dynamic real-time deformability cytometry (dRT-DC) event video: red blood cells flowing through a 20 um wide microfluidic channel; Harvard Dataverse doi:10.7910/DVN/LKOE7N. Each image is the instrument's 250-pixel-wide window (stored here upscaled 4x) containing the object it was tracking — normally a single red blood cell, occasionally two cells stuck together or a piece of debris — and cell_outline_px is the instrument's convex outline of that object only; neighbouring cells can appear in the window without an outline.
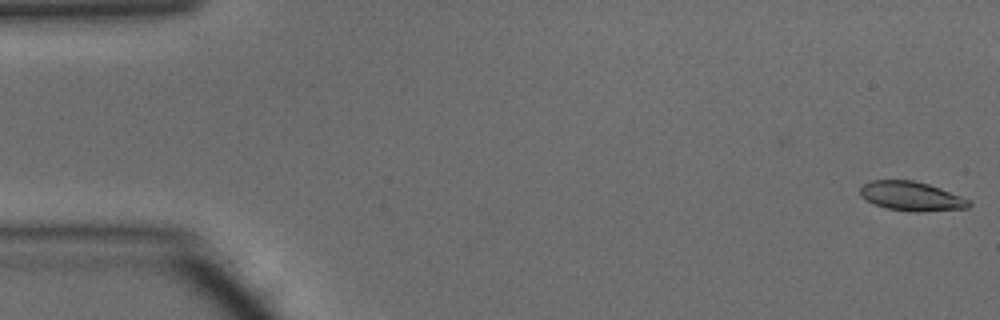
{"species": "common noctule bat (a hibernating species)", "species_latin": "Nyctalus noctula", "temperature_condition": "warm", "stored_images_in_passage": 49, "camera_frame_rate_fps": 3000, "um_per_image_px": 0.085, "animal": {"sex": "male", "body_mass_g": 15.6}, "frame": {"image": 1, "passage_image": 1, "time_ms": 0.0, "image_size_px": [1000, 320], "cell_outline_px": [[972, 204], [968, 208], [920, 212], [916, 212], [888, 208], [864, 200], [860, 196], [860, 188], [864, 184], [872, 180], [912, 180], [928, 184], [940, 188], [960, 196], [968, 200]], "centroid_in_image_um": [77.45, 16.67], "position_along_channel_um": 7.5, "area_um2": 18.38}}
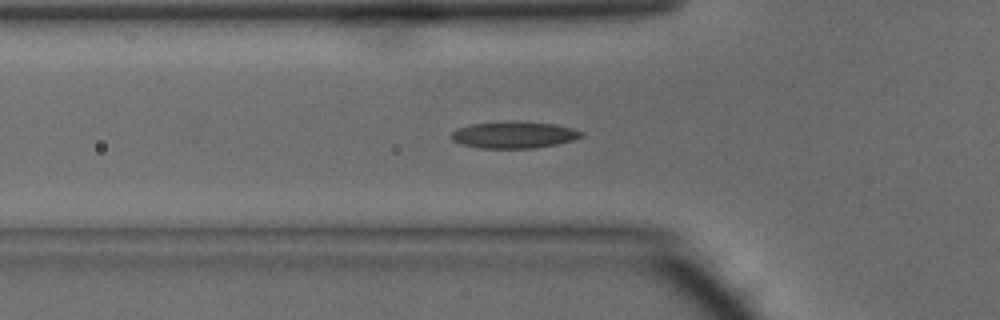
{"frame": {"image": 2, "passage_image": 16, "time_ms": 5.0, "image_size_px": [1000, 320], "cell_outline_px": [[584, 136], [572, 140], [556, 144], [532, 148], [480, 148], [460, 144], [452, 140], [452, 132], [456, 128], [472, 124], [508, 120], [516, 120], [556, 124], [572, 128], [584, 132]], "centroid_in_image_um": [43.68, 11.44], "position_along_channel_um": 82.1, "area_um2": 20.52}}
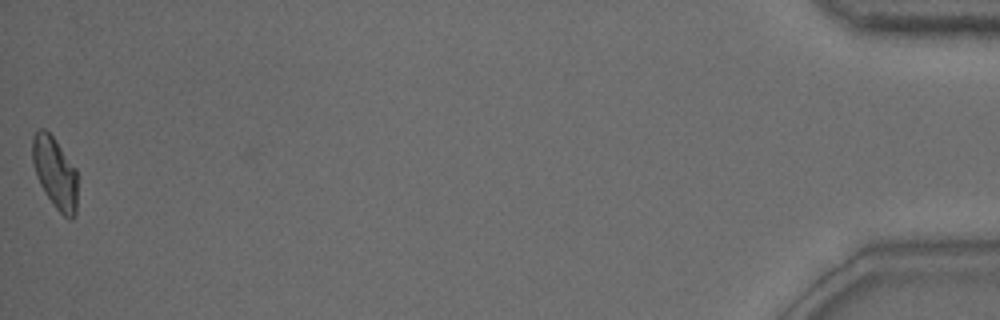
{"frame": {"image": 3, "passage_image": 48, "time_ms": 15.667, "image_size_px": [1000, 320], "cell_outline_px": [[76, 216], [72, 220], [64, 216], [52, 204], [44, 192], [36, 176], [32, 160], [32, 136], [36, 128], [44, 128], [52, 136], [76, 168]], "centroid_in_image_um": [4.65, 14.68], "position_along_channel_um": 430.5, "area_um2": 18.84}, "authors_computed_cell_mechanics": {"area_um2": 18.9584, "velocity_mm_per_s": 4.1946, "shape_relaxation_time_tau1_ms": 3.0857, "shape_relaxation_time_tau2_ms": 2.5613, "deformation_change_tau1": 0.1262, "deformation_change_tau2": 0.1}}